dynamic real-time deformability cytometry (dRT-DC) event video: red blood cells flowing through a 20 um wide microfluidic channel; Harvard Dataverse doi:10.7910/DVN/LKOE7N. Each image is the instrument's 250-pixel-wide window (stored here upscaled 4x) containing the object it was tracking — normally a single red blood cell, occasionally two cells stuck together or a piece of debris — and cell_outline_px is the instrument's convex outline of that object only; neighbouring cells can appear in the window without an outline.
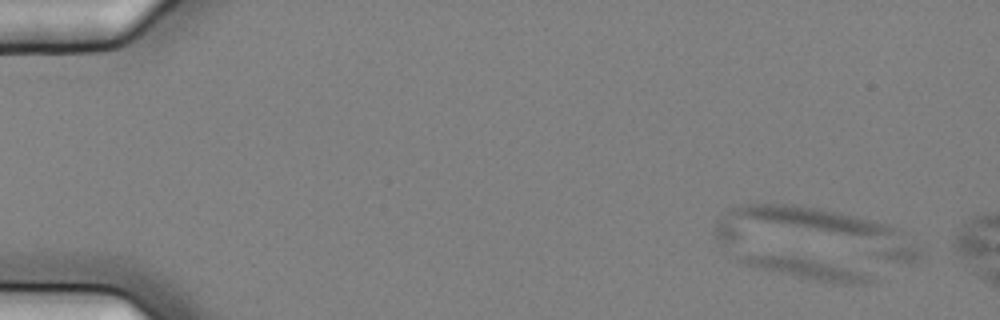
{"species": "common noctule bat (a hibernating species)", "species_latin": "Nyctalus noctula", "temperature_condition": "cold", "stored_images_in_passage": 6, "camera_frame_rate_fps": 3000, "um_per_image_px": 0.085, "animal": {"sex": "female", "body_mass_g": 25.1}, "frame": {"image": 1, "passage_image": 1, "time_ms": 0.0, "image_size_px": [1000, 320], "cell_outline_px": [[876, 280], [864, 284], [832, 284], [812, 280], [756, 268], [744, 264], [736, 260], [736, 252], [740, 252], [796, 256], [860, 272]], "centroid_in_image_um": [68.28, 22.82], "position_along_channel_um": 16.7, "area_um2": 15.9}}
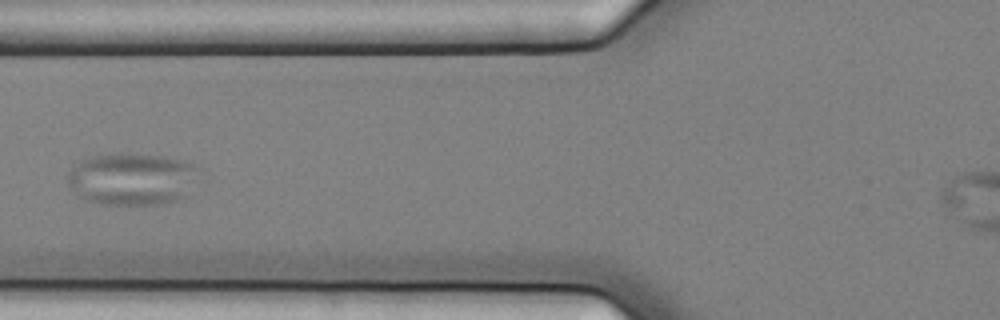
{"frame": {"image": 2, "passage_image": 6, "time_ms": 1.667, "image_size_px": [1000, 320], "cell_outline_px": [[204, 168], [184, 196], [168, 204], [100, 204], [88, 200], [80, 196], [68, 184], [68, 172], [76, 164], [84, 160], [96, 156], [164, 156], [184, 160], [196, 164]], "centroid_in_image_um": [11.31, 15.24], "position_along_channel_um": 114.5, "area_um2": 39.19}}